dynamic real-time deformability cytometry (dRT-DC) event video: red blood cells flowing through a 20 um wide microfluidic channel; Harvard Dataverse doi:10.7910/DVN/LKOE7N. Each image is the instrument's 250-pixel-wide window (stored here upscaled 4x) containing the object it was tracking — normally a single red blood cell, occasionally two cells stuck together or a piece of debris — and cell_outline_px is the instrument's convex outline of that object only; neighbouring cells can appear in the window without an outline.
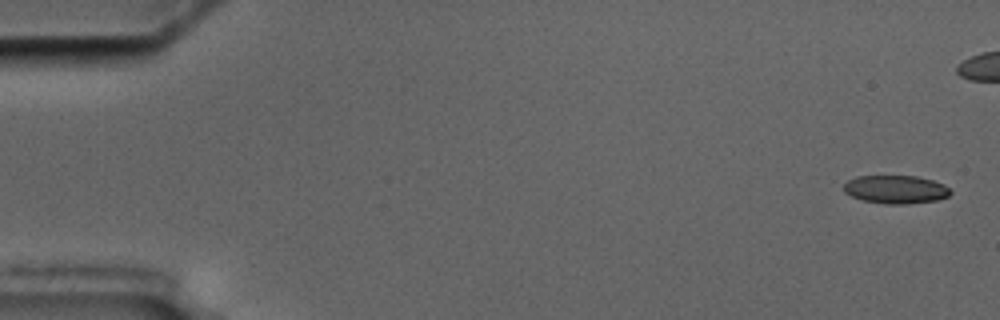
{"species": "common noctule bat (a hibernating species)", "species_latin": "Nyctalus noctula", "temperature_condition": "cold", "stored_images_in_passage": 5, "camera_frame_rate_fps": 3000, "um_per_image_px": 0.085, "animal": {"sex": "male", "body_mass_g": 17.5, "forearm_length_mm": 52.3}, "frame": {"image": 1, "passage_image": 1, "time_ms": 0.0, "image_size_px": [1000, 320], "cell_outline_px": [[952, 192], [948, 196], [936, 200], [904, 204], [888, 204], [864, 200], [852, 196], [844, 192], [844, 184], [848, 180], [856, 176], [916, 176], [932, 180], [944, 184]], "centroid_in_image_um": [76.13, 16.09], "position_along_channel_um": 8.9, "area_um2": 17.4}}